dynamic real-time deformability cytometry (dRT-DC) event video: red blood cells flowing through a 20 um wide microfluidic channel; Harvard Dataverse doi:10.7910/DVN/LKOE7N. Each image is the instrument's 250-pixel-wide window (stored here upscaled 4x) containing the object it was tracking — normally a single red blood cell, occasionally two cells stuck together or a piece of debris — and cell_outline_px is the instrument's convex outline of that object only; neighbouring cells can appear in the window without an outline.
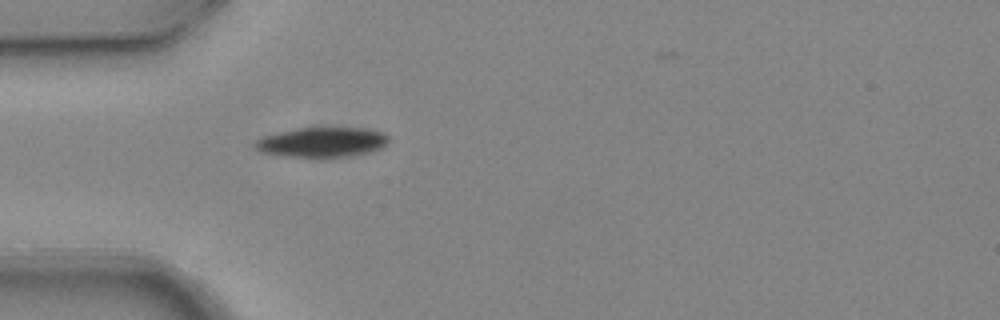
{"species": "common noctule bat (a hibernating species)", "species_latin": "Nyctalus noctula", "temperature_condition": "warm", "stored_images_in_passage": 1, "camera_frame_rate_fps": 3000, "um_per_image_px": 0.085, "animal": {"sex": "female", "body_mass_g": 24.6, "forearm_length_mm": 56.2}, "frame": {"image": 1, "passage_image": 1, "time_ms": 0.0, "image_size_px": [1000, 320], "cell_outline_px": [[388, 140], [380, 148], [348, 156], [280, 156], [260, 152], [252, 144], [256, 140], [264, 136], [296, 128], [364, 128], [384, 132], [388, 136]], "centroid_in_image_um": [27.31, 12.07], "position_along_channel_um": 57.7, "area_um2": 22.77}}